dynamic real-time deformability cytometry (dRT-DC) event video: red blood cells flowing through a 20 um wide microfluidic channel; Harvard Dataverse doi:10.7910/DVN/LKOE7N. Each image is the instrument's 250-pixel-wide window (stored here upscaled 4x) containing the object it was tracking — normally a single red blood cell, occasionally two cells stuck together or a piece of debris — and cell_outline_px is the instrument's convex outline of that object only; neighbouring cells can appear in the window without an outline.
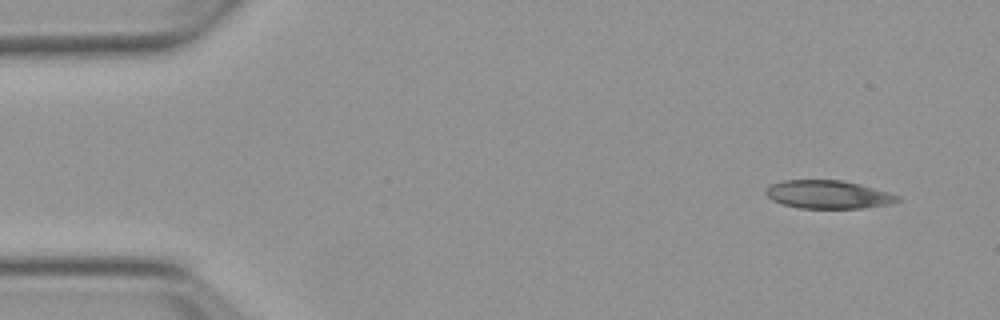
{"species": "Egyptian fruit bat (a non-hibernating species)", "species_latin": "Rousettus aegyptiacus", "temperature_condition": "warm", "stored_images_in_passage": 5, "camera_frame_rate_fps": 3000, "um_per_image_px": 0.085, "animal": {"sex": "female"}, "frame": {"image": 1, "passage_image": 1, "time_ms": 0.0, "image_size_px": [1000, 320], "cell_outline_px": [[900, 200], [892, 204], [864, 208], [800, 208], [784, 204], [772, 200], [764, 192], [764, 188], [772, 184], [784, 180], [844, 180], [860, 184], [888, 192], [900, 196]], "centroid_in_image_um": [70.41, 16.53], "position_along_channel_um": 14.6, "area_um2": 21.73}}
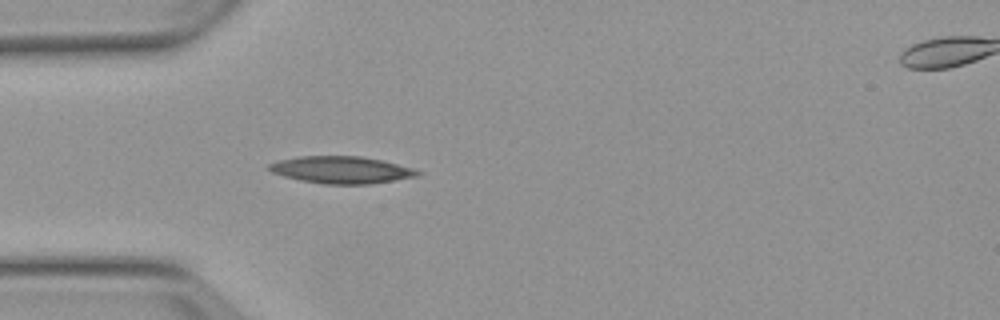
{"frame": {"image": 2, "passage_image": 4, "time_ms": 3.667, "image_size_px": [1000, 320], "cell_outline_px": [[420, 176], [372, 184], [324, 184], [300, 180], [284, 176], [272, 172], [268, 168], [268, 164], [280, 160], [300, 156], [360, 156], [380, 160], [412, 168], [420, 172]], "centroid_in_image_um": [29.02, 14.44], "position_along_channel_um": 56.0, "area_um2": 23.29}}